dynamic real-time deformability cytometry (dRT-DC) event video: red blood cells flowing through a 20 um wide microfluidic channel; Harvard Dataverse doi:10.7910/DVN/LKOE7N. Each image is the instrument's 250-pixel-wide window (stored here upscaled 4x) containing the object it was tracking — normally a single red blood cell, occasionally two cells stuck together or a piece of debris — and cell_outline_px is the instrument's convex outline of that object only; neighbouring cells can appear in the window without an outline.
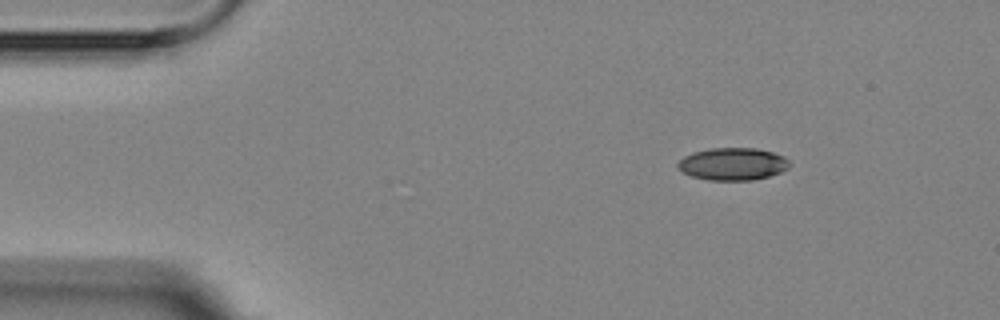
{"species": "Egyptian fruit bat (a non-hibernating species)", "species_latin": "Rousettus aegyptiacus", "temperature_condition": "room temperature", "stored_images_in_passage": 3, "camera_frame_rate_fps": 3000, "um_per_image_px": 0.085, "animal": {"sex": "female"}, "frame": {"image": 1, "passage_image": 1, "time_ms": 0.0, "image_size_px": [1000, 320], "cell_outline_px": [[792, 164], [788, 168], [780, 172], [768, 176], [752, 180], [708, 180], [692, 176], [676, 168], [676, 164], [684, 156], [692, 152], [712, 148], [756, 148], [772, 152], [784, 156]], "centroid_in_image_um": [62.28, 13.93], "position_along_channel_um": 22.7, "area_um2": 21.15}}